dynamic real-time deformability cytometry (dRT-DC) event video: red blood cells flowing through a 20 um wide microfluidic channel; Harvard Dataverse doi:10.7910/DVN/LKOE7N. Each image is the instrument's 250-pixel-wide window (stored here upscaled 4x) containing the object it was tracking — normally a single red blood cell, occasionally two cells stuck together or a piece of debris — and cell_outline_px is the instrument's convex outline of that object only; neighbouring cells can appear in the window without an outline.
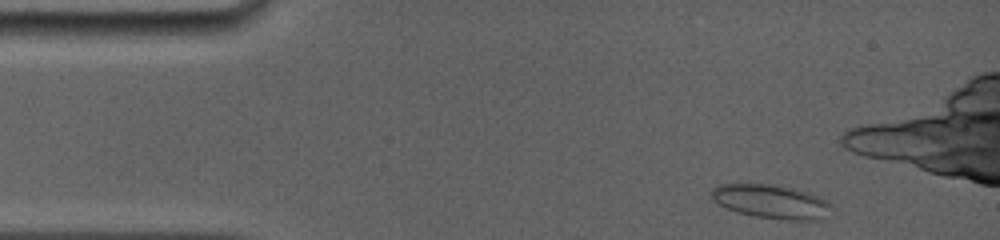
{"species": "common noctule bat (a hibernating species)", "species_latin": "Nyctalus noctula", "temperature_condition": "room temperature", "stored_images_in_passage": 5, "camera_frame_rate_fps": 5000, "um_per_image_px": 0.085, "animal": {"sex": "female", "body_mass_g": 19.0, "forearm_length_mm": 56.7}, "frame": {"image": 1, "passage_image": 2, "time_ms": 0.4, "image_size_px": [1000, 240], "cell_outline_px": [[832, 216], [816, 220], [788, 220], [756, 216], [736, 212], [712, 200], [712, 188], [716, 184], [772, 184], [796, 188], [820, 196], [828, 200], [832, 204]], "centroid_in_image_um": [65.64, 17.13], "position_along_channel_um": 19.4, "area_um2": 24.1}}